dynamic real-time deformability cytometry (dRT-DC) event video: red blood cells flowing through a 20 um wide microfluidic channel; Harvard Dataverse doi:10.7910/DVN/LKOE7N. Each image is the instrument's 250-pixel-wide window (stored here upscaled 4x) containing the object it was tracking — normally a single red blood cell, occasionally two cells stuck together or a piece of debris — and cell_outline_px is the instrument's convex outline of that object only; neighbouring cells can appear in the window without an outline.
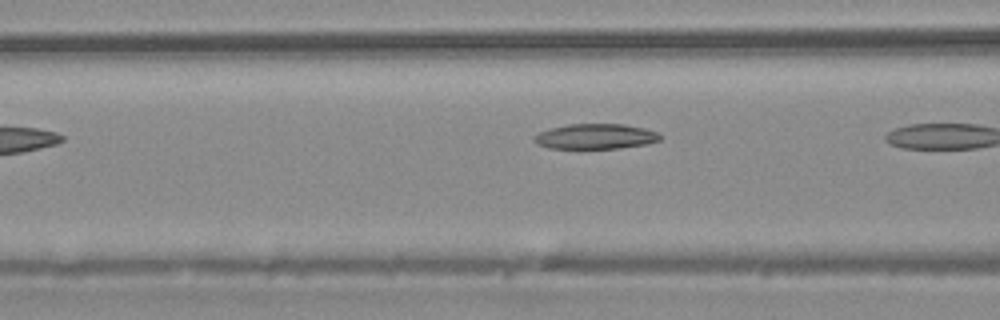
{"species": "common noctule bat (a hibernating species)", "species_latin": "Nyctalus noctula", "temperature_condition": "warm", "stored_images_in_passage": 5, "camera_frame_rate_fps": 3000, "um_per_image_px": 0.085, "animal": {"sex": "male", "body_mass_g": 20.4}, "frame": {"image": 1, "passage_image": 5, "time_ms": 1.333, "image_size_px": [1000, 320], "cell_outline_px": [[660, 140], [648, 144], [620, 148], [548, 148], [536, 144], [532, 140], [532, 136], [540, 132], [552, 128], [568, 124], [624, 124], [644, 128], [656, 132], [660, 136]], "centroid_in_image_um": [50.59, 11.6], "position_along_channel_um": 116.0, "area_um2": 18.5}}